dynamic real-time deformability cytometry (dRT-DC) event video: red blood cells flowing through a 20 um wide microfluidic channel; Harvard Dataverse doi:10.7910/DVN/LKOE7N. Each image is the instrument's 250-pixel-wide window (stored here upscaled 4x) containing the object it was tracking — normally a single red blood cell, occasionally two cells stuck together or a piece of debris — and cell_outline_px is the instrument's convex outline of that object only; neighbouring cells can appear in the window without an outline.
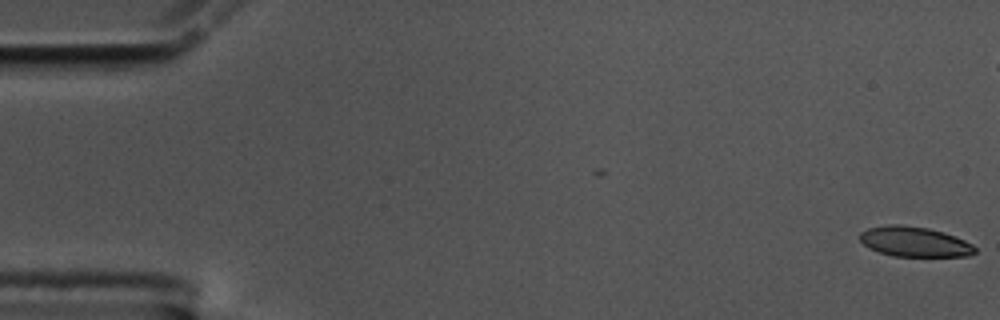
{"species": "common noctule bat (a hibernating species)", "species_latin": "Nyctalus noctula", "temperature_condition": "cold", "stored_images_in_passage": 2, "camera_frame_rate_fps": 3000, "um_per_image_px": 0.085, "animal": {"sex": "male", "body_mass_g": 17.5, "forearm_length_mm": 52.3}, "frame": {"image": 1, "passage_image": 2, "time_ms": 0.333, "image_size_px": [1000, 320], "cell_outline_px": [[976, 252], [968, 256], [892, 256], [880, 252], [864, 244], [860, 240], [860, 232], [868, 228], [888, 224], [900, 224], [928, 228], [944, 232], [964, 240], [972, 244], [976, 248]], "centroid_in_image_um": [77.74, 20.54], "position_along_channel_um": 7.3, "area_um2": 20.06}}